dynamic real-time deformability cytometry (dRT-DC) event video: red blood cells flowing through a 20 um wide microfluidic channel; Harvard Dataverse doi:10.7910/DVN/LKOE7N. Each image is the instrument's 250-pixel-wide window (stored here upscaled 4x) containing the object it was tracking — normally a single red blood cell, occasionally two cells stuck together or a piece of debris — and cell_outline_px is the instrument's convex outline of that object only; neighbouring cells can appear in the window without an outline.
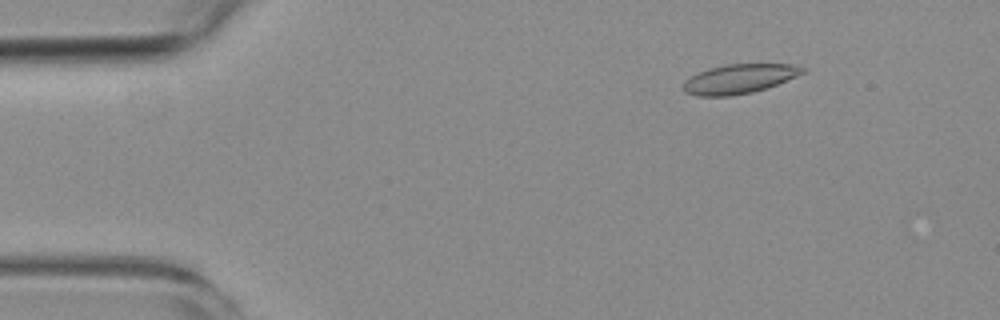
{"species": "common noctule bat (a hibernating species)", "species_latin": "Nyctalus noctula", "temperature_condition": "room temperature", "stored_images_in_passage": 6, "camera_frame_rate_fps": 3000, "um_per_image_px": 0.085, "animal": {"sex": "female", "body_mass_g": 19.3, "forearm_length_mm": 54.1}, "frame": {"image": 1, "passage_image": 2, "time_ms": 1.333, "image_size_px": [1000, 320], "cell_outline_px": [[808, 68], [804, 72], [796, 76], [776, 84], [752, 92], [732, 96], [696, 96], [684, 92], [684, 80], [696, 72], [708, 68], [728, 64], [792, 64]], "centroid_in_image_um": [62.79, 6.7], "position_along_channel_um": 22.2, "area_um2": 20.4}}
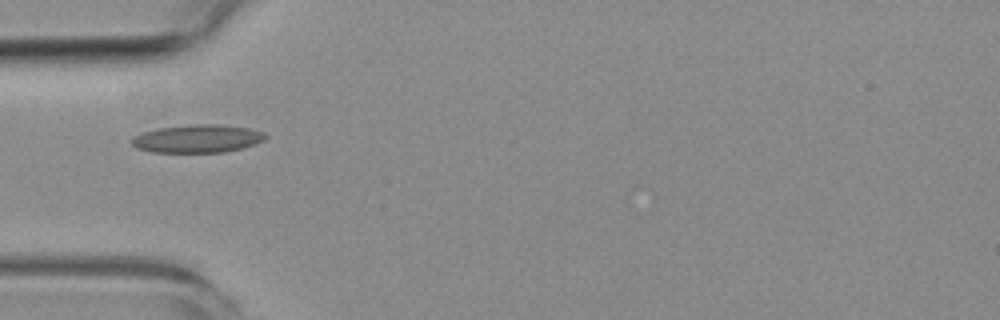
{"frame": {"image": 2, "passage_image": 5, "time_ms": 4.667, "image_size_px": [1000, 320], "cell_outline_px": [[268, 136], [264, 140], [256, 144], [244, 148], [224, 152], [152, 152], [136, 148], [128, 140], [132, 136], [144, 132], [160, 128], [192, 124], [216, 124], [248, 128], [264, 132]], "centroid_in_image_um": [16.78, 11.79], "position_along_channel_um": 68.2, "area_um2": 21.96}}
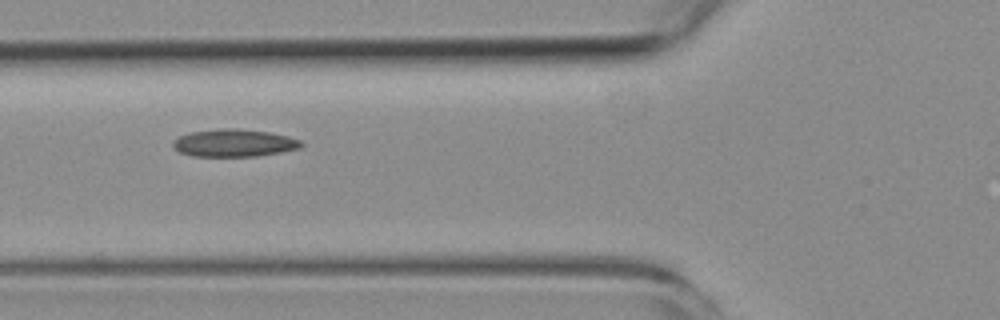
{"frame": {"image": 3, "passage_image": 6, "time_ms": 5.667, "image_size_px": [1000, 320], "cell_outline_px": [[304, 144], [300, 148], [280, 152], [256, 156], [192, 156], [180, 152], [172, 144], [180, 136], [192, 132], [216, 128], [236, 128], [268, 132], [288, 136], [300, 140]], "centroid_in_image_um": [19.92, 12.15], "position_along_channel_um": 105.9, "area_um2": 20.4}}